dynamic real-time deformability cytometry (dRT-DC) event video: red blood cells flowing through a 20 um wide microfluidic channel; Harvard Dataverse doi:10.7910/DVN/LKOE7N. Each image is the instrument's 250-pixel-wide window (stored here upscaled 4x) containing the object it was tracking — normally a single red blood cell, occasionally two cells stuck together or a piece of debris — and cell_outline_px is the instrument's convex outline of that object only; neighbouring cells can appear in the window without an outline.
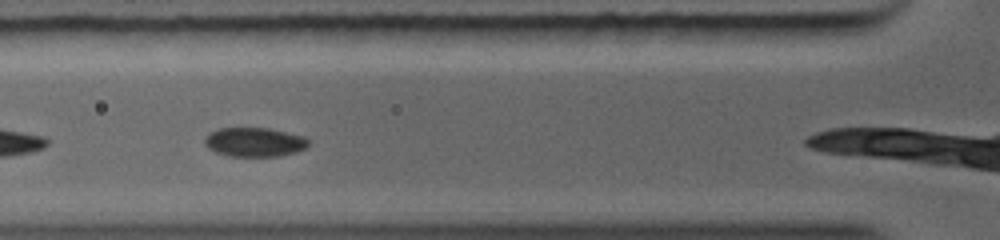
{"species": "common noctule bat (a hibernating species)", "species_latin": "Nyctalus noctula", "temperature_condition": "warm", "stored_images_in_passage": 7, "camera_frame_rate_fps": 5000, "um_per_image_px": 0.085, "animal": {"sex": "female", "body_mass_g": 19.0, "forearm_length_mm": 56.7}, "frame": {"image": 1, "passage_image": 3, "time_ms": 1.2, "image_size_px": [1000, 240], "cell_outline_px": [[312, 144], [296, 152], [280, 156], [228, 156], [216, 152], [208, 148], [204, 144], [204, 136], [208, 132], [216, 128], [268, 128], [304, 136]], "centroid_in_image_um": [21.6, 12.07], "position_along_channel_um": 104.2, "area_um2": 17.86}}
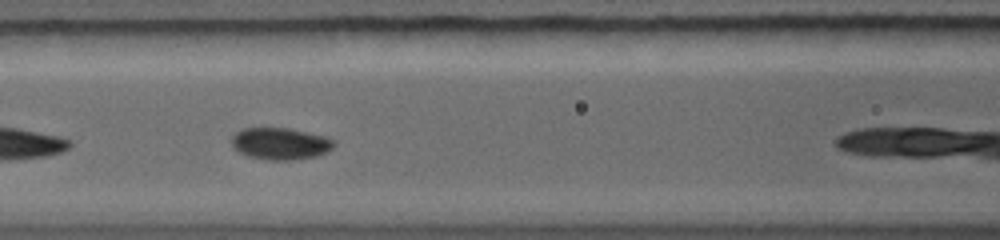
{"frame": {"image": 2, "passage_image": 4, "time_ms": 2.0, "image_size_px": [1000, 240], "cell_outline_px": [[336, 144], [328, 152], [316, 156], [292, 160], [264, 160], [248, 156], [240, 152], [232, 144], [232, 136], [236, 132], [244, 128], [288, 128], [328, 136], [336, 140]], "centroid_in_image_um": [23.89, 12.21], "position_along_channel_um": 142.7, "area_um2": 19.19}}